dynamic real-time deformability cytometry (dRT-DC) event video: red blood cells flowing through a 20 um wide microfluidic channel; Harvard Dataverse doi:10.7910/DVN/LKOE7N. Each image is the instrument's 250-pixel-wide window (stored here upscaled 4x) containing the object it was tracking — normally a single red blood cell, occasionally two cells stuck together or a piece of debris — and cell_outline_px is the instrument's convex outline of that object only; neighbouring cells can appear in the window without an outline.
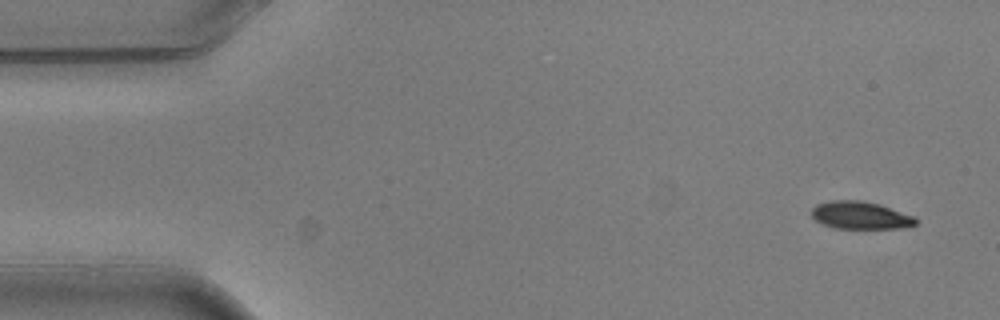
{"species": "common noctule bat (a hibernating species)", "species_latin": "Nyctalus noctula", "temperature_condition": "warm", "stored_images_in_passage": 4, "camera_frame_rate_fps": 3000, "um_per_image_px": 0.085, "animal": {"sex": "male", "body_mass_g": 20.5, "forearm_length_mm": 52.5}, "frame": {"image": 1, "passage_image": 1, "time_ms": 0.0, "image_size_px": [1000, 320], "cell_outline_px": [[916, 224], [900, 228], [832, 228], [816, 220], [812, 216], [812, 208], [816, 204], [832, 200], [860, 200], [880, 204], [916, 216]], "centroid_in_image_um": [73.14, 18.29], "position_along_channel_um": 11.9, "area_um2": 16.76}}
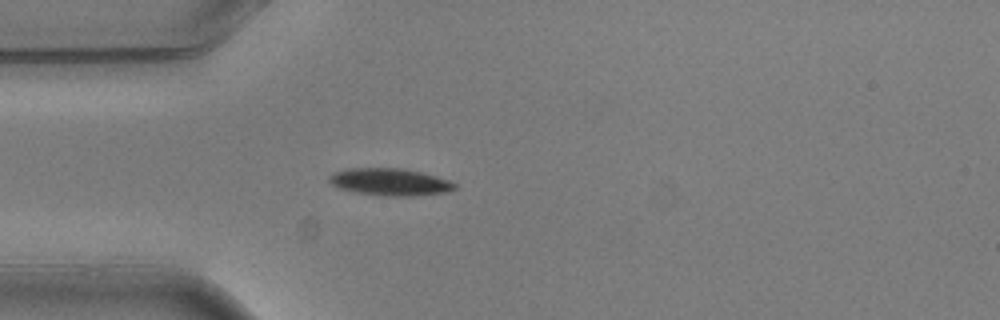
{"frame": {"image": 2, "passage_image": 4, "time_ms": 1.0, "image_size_px": [1000, 320], "cell_outline_px": [[456, 188], [448, 192], [412, 196], [388, 196], [356, 192], [336, 188], [328, 180], [328, 176], [336, 172], [348, 168], [404, 168], [436, 176], [448, 180], [456, 184]], "centroid_in_image_um": [33.14, 15.46], "position_along_channel_um": 51.9, "area_um2": 19.88}}